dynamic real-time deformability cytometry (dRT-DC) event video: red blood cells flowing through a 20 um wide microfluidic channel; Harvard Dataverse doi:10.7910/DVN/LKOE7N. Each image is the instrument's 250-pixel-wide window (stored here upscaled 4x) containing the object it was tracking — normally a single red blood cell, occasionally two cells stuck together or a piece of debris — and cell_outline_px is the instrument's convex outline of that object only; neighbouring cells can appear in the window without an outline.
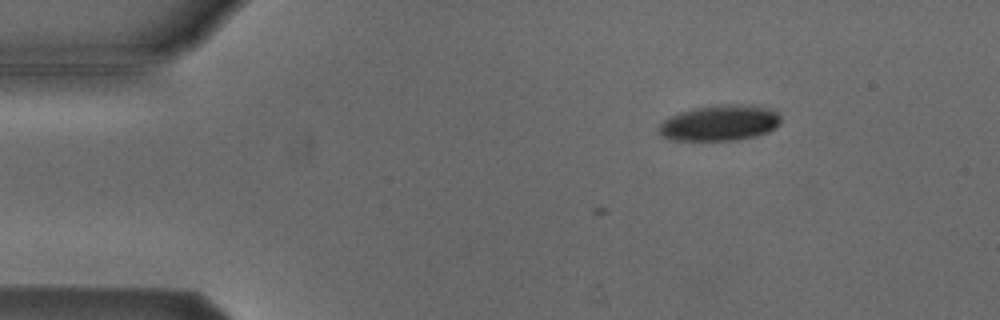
{"species": "Egyptian fruit bat (a non-hibernating species)", "species_latin": "Rousettus aegyptiacus", "temperature_condition": "cold", "stored_images_in_passage": 4, "camera_frame_rate_fps": 3000, "um_per_image_px": 0.085, "animal": {"sex": "male"}, "frame": {"image": 1, "passage_image": 1, "time_ms": 0.0, "image_size_px": [1000, 320], "cell_outline_px": [[780, 124], [768, 132], [756, 136], [736, 140], [668, 140], [660, 136], [660, 124], [664, 120], [680, 112], [696, 108], [716, 104], [764, 108], [776, 112], [780, 116]], "centroid_in_image_um": [61.14, 10.48], "position_along_channel_um": 23.9, "area_um2": 24.85}}